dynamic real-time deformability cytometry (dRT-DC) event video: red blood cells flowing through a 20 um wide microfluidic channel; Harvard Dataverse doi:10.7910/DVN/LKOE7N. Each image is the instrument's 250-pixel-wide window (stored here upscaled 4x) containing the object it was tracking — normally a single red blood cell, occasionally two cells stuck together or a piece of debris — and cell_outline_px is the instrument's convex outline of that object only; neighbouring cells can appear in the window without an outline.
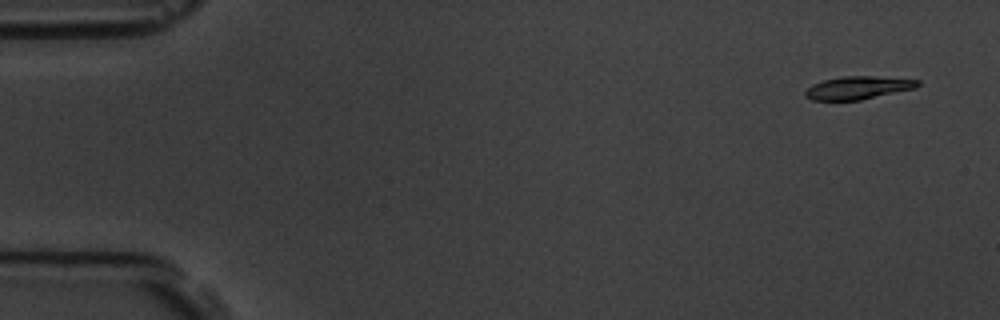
{"species": "common noctule bat (a hibernating species)", "species_latin": "Nyctalus noctula", "temperature_condition": "room temperature", "stored_images_in_passage": 5, "camera_frame_rate_fps": 3000, "um_per_image_px": 0.085, "animal": {"sex": "male", "body_mass_g": 19.5, "forearm_length_mm": 54.6}, "frame": {"image": 1, "passage_image": 1, "time_ms": 0.0, "image_size_px": [1000, 320], "cell_outline_px": [[920, 84], [916, 88], [860, 100], [812, 100], [804, 96], [804, 92], [812, 84], [824, 80], [840, 76], [876, 76], [920, 80]], "centroid_in_image_um": [72.93, 7.45], "position_along_channel_um": 12.1, "area_um2": 15.09}}
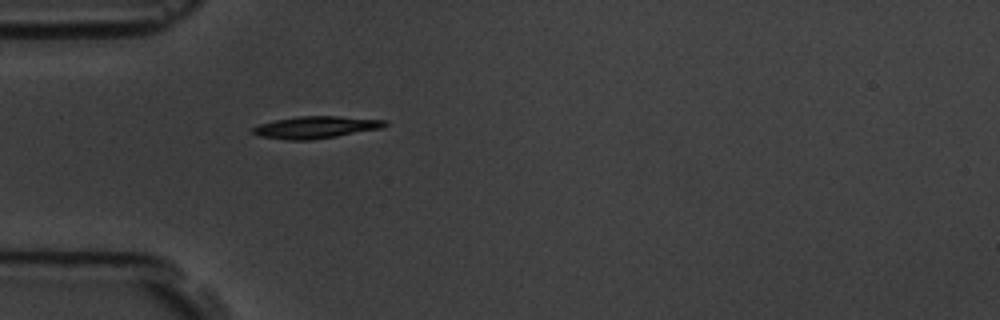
{"frame": {"image": 2, "passage_image": 5, "time_ms": 4.667, "image_size_px": [1000, 320], "cell_outline_px": [[388, 124], [380, 128], [336, 136], [312, 140], [284, 140], [260, 136], [252, 132], [252, 128], [260, 124], [276, 120], [300, 116], [340, 116], [388, 120]], "centroid_in_image_um": [26.85, 10.82], "position_along_channel_um": 58.2, "area_um2": 16.88}}